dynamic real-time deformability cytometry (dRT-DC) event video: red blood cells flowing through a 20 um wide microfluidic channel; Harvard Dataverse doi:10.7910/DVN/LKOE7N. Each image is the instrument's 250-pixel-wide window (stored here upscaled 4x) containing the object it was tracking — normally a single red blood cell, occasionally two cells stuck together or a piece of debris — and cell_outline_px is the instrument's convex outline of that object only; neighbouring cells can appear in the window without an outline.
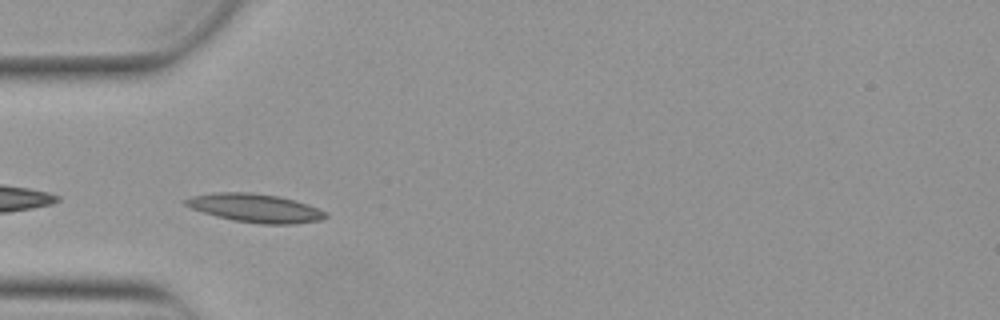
{"species": "Egyptian fruit bat (a non-hibernating species)", "species_latin": "Rousettus aegyptiacus", "temperature_condition": "warm", "stored_images_in_passage": 21, "camera_frame_rate_fps": 3000, "um_per_image_px": 0.085, "animal": {"sex": "female"}, "frame": {"image": 1, "passage_image": 1, "time_ms": 0.0, "image_size_px": [1000, 320], "cell_outline_px": [[328, 216], [320, 220], [292, 224], [260, 224], [232, 220], [216, 216], [192, 208], [184, 204], [180, 200], [192, 196], [212, 192], [248, 192], [280, 196], [308, 204], [328, 212]], "centroid_in_image_um": [21.69, 17.68], "position_along_channel_um": 63.3, "area_um2": 23.41}}
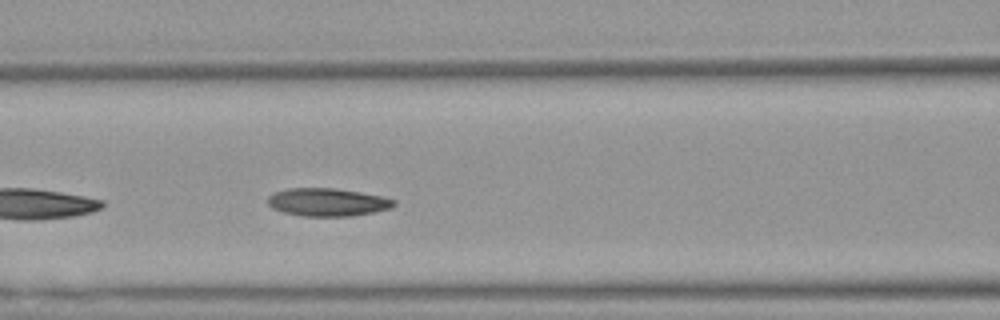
{"frame": {"image": 2, "passage_image": 7, "time_ms": 2.0, "image_size_px": [1000, 320], "cell_outline_px": [[396, 204], [392, 208], [352, 216], [304, 216], [284, 212], [272, 208], [268, 204], [268, 196], [272, 192], [288, 188], [336, 188], [384, 196], [396, 200]], "centroid_in_image_um": [27.85, 17.17], "position_along_channel_um": 138.8, "area_um2": 20.69}}
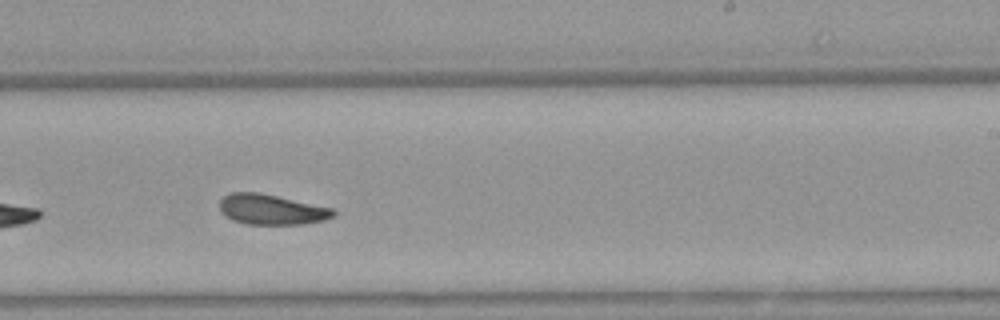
{"frame": {"image": 3, "passage_image": 17, "time_ms": 5.333, "image_size_px": [1000, 320], "cell_outline_px": [[336, 216], [324, 220], [304, 224], [248, 224], [232, 220], [220, 212], [220, 200], [228, 192], [260, 192], [332, 208], [336, 212]], "centroid_in_image_um": [23.07, 17.8], "position_along_channel_um": 265.9, "area_um2": 20.17}}